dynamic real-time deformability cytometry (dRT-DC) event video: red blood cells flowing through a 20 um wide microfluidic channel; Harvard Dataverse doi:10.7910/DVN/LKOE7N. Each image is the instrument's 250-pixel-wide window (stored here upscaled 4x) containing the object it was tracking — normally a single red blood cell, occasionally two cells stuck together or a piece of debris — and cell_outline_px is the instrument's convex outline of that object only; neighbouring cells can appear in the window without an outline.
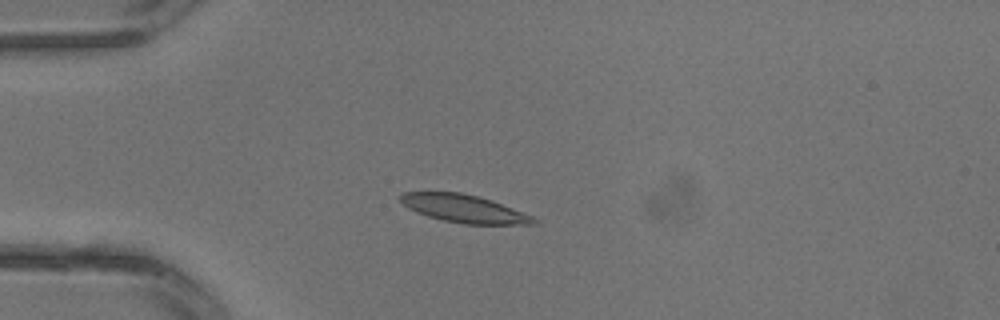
{"species": "common noctule bat (a hibernating species)", "species_latin": "Nyctalus noctula", "temperature_condition": "warm", "stored_images_in_passage": 3, "camera_frame_rate_fps": 3000, "um_per_image_px": 0.085, "animal": {"sex": "male", "body_mass_g": 13.3}, "frame": {"image": 1, "passage_image": 3, "time_ms": 0.667, "image_size_px": [1000, 320], "cell_outline_px": [[540, 224], [464, 224], [444, 220], [428, 216], [416, 212], [408, 208], [400, 200], [400, 196], [404, 192], [460, 192], [492, 200], [532, 216], [540, 220]], "centroid_in_image_um": [39.47, 17.74], "position_along_channel_um": 45.5, "area_um2": 21.44}}